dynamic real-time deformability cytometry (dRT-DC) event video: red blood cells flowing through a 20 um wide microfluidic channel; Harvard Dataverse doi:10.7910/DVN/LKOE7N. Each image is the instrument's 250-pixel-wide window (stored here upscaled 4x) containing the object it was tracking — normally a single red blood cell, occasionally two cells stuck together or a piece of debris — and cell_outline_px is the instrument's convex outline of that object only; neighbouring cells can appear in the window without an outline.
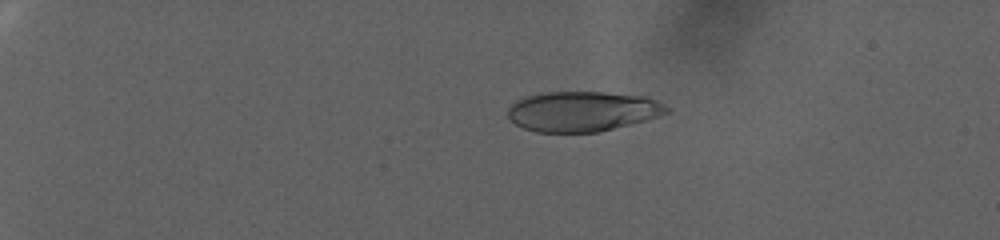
{"species": "human", "species_latin": "Homo sapiens", "temperature_condition": "warm", "stored_images_in_passage": 89, "camera_frame_rate_fps": 3000, "um_per_image_px": 0.085, "donor": {"sex": "female"}, "frame": {"image": 1, "passage_image": 23, "time_ms": 7.333, "image_size_px": [1000, 240], "cell_outline_px": [[668, 112], [644, 120], [596, 132], [536, 132], [524, 128], [516, 124], [508, 116], [508, 108], [512, 104], [524, 96], [540, 92], [604, 92], [644, 96], [656, 100], [668, 108]], "centroid_in_image_um": [49.45, 9.45], "position_along_channel_um": 35.5, "area_um2": 36.7}}
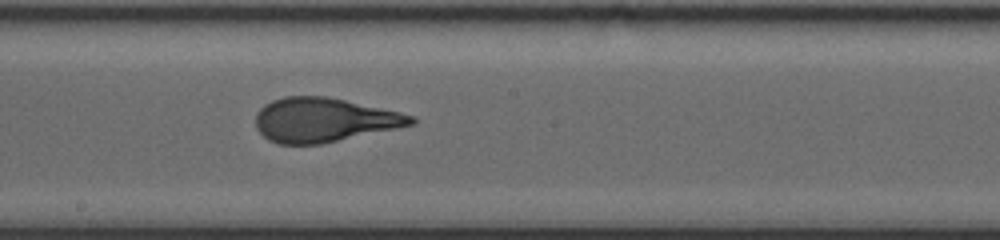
{"frame": {"image": 2, "passage_image": 57, "time_ms": 18.667, "image_size_px": [1000, 240], "cell_outline_px": [[416, 124], [320, 144], [276, 144], [268, 140], [256, 128], [256, 112], [264, 104], [272, 100], [284, 96], [328, 96], [400, 112], [416, 116]], "centroid_in_image_um": [27.52, 10.19], "position_along_channel_um": 220.7, "area_um2": 40.11}}
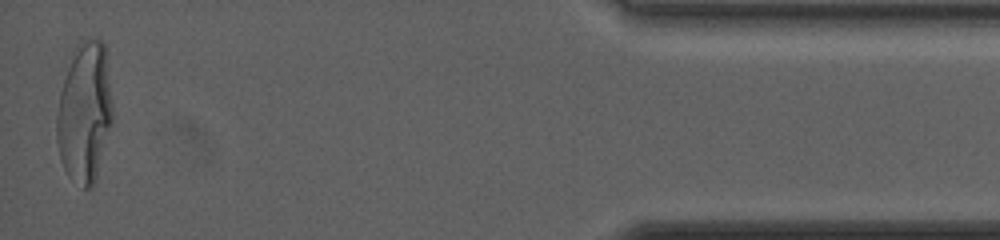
{"frame": {"image": 3, "passage_image": 88, "time_ms": 29.0, "image_size_px": [1000, 240], "cell_outline_px": [[112, 124], [96, 180], [92, 188], [84, 188], [68, 176], [60, 160], [56, 140], [56, 116], [60, 92], [76, 44], [88, 40], [100, 40], [104, 44], [112, 104]], "centroid_in_image_um": [7.19, 9.64], "position_along_channel_um": 428.0, "area_um2": 45.37}, "authors_computed_cell_mechanics": {"area_um2": 39.8242, "velocity_mm_per_s": 2.5697, "shape_relaxation_time_tau1_ms": 7.2144, "shape_relaxation_time_tau2_ms": null, "deformation_change_tau1": 0.2651, "deformation_change_tau2": null}}